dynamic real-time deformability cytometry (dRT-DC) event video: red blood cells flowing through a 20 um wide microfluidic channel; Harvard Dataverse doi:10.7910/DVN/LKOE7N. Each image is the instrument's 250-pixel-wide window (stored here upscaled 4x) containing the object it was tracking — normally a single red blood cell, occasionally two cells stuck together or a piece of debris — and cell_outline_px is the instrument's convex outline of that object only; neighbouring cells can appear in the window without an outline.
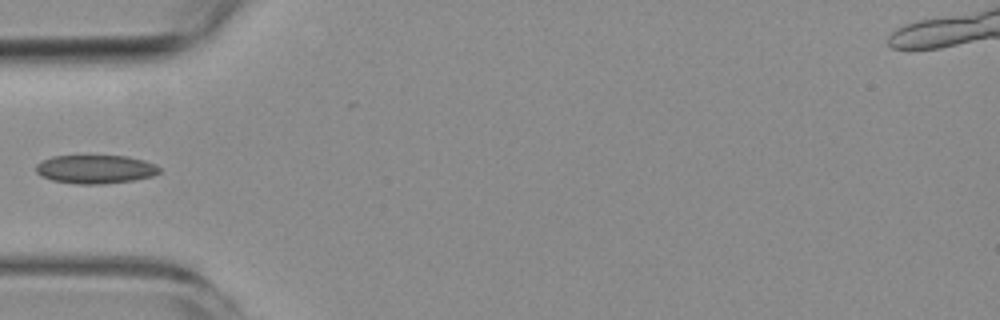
{"species": "common noctule bat (a hibernating species)", "species_latin": "Nyctalus noctula", "temperature_condition": "room temperature", "stored_images_in_passage": 6, "camera_frame_rate_fps": 3000, "um_per_image_px": 0.085, "animal": {"sex": "female", "body_mass_g": 19.3, "forearm_length_mm": 54.1}, "frame": {"image": 1, "passage_image": 5, "time_ms": 5.667, "image_size_px": [1000, 320], "cell_outline_px": [[160, 172], [152, 176], [132, 180], [100, 184], [76, 184], [52, 180], [40, 176], [36, 172], [36, 164], [52, 156], [128, 156], [144, 160], [156, 164], [160, 168]], "centroid_in_image_um": [8.11, 14.38], "position_along_channel_um": 76.9, "area_um2": 20.52}}
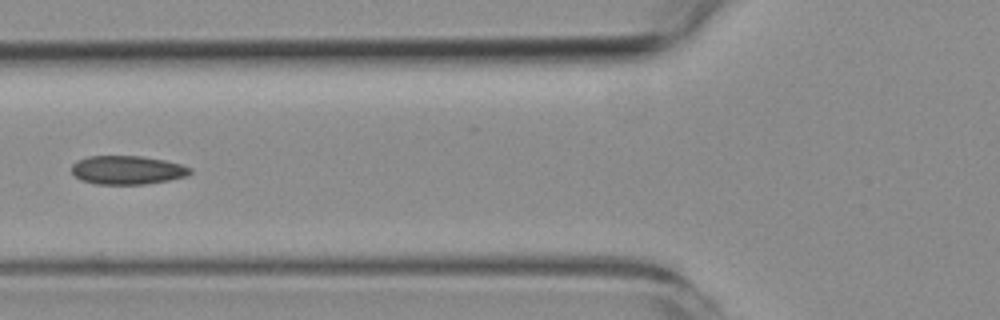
{"frame": {"image": 2, "passage_image": 6, "time_ms": 6.667, "image_size_px": [1000, 320], "cell_outline_px": [[192, 172], [188, 176], [168, 180], [144, 184], [96, 184], [80, 180], [72, 172], [72, 164], [76, 160], [88, 156], [140, 156], [164, 160], [180, 164], [192, 168]], "centroid_in_image_um": [10.81, 14.45], "position_along_channel_um": 115.0, "area_um2": 19.83}}